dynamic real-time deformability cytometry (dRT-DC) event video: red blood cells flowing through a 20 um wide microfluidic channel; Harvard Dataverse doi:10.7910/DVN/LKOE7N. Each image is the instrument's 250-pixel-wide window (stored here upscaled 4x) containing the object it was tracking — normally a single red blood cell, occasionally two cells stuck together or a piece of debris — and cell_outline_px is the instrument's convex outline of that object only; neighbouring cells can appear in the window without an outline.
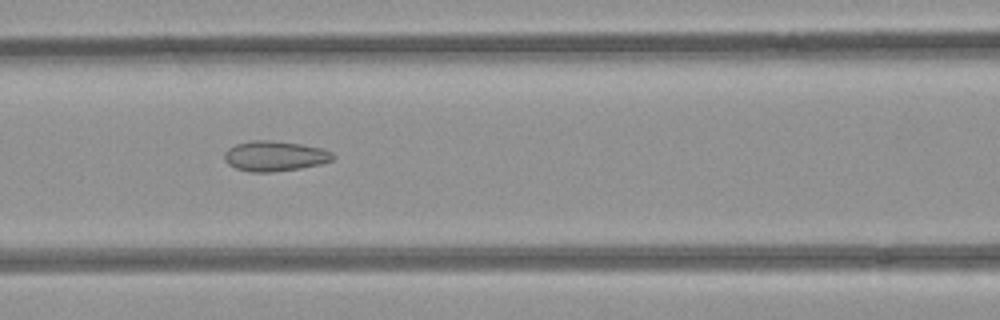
{"species": "common noctule bat (a hibernating species)", "species_latin": "Nyctalus noctula", "temperature_condition": "room temperature", "stored_images_in_passage": 7, "camera_frame_rate_fps": 3000, "um_per_image_px": 0.085, "animal": {"sex": "female", "body_mass_g": 21.9}, "frame": {"image": 1, "passage_image": 5, "time_ms": 1.333, "image_size_px": [1000, 320], "cell_outline_px": [[336, 156], [332, 160], [320, 164], [300, 168], [272, 172], [252, 172], [236, 168], [228, 164], [224, 160], [224, 152], [228, 148], [236, 144], [252, 140], [268, 140], [300, 144], [320, 148], [332, 152]], "centroid_in_image_um": [23.33, 13.26], "position_along_channel_um": 143.3, "area_um2": 19.02}}
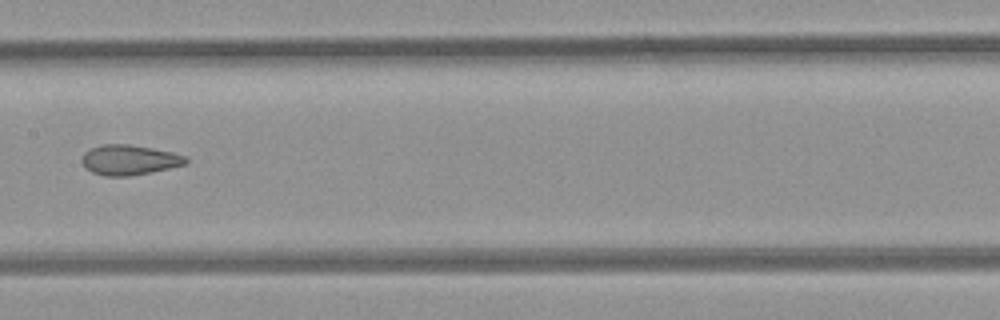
{"frame": {"image": 2, "passage_image": 6, "time_ms": 1.667, "image_size_px": [1000, 320], "cell_outline_px": [[188, 164], [128, 176], [104, 176], [92, 172], [84, 168], [80, 160], [84, 152], [92, 148], [104, 144], [128, 144], [152, 148], [172, 152], [184, 156], [188, 160]], "centroid_in_image_um": [10.94, 13.59], "position_along_channel_um": 196.5, "area_um2": 18.15}}
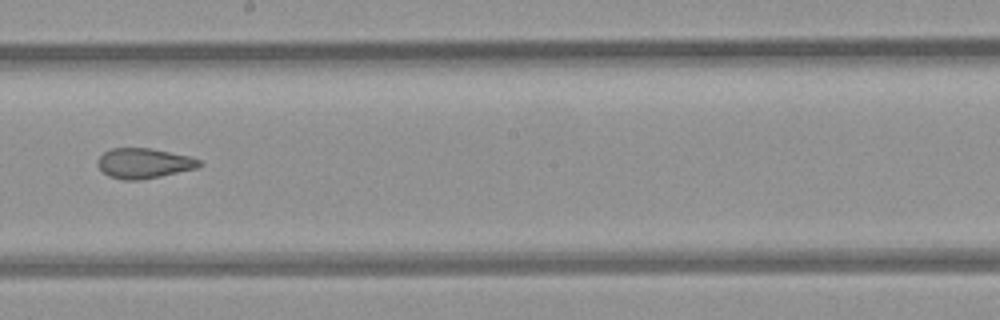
{"frame": {"image": 3, "passage_image": 7, "time_ms": 2.0, "image_size_px": [1000, 320], "cell_outline_px": [[204, 164], [196, 168], [160, 176], [140, 180], [124, 180], [108, 176], [96, 164], [96, 160], [104, 152], [112, 148], [148, 148], [188, 156], [200, 160]], "centroid_in_image_um": [12.2, 13.88], "position_along_channel_um": 236.0, "area_um2": 17.69}}